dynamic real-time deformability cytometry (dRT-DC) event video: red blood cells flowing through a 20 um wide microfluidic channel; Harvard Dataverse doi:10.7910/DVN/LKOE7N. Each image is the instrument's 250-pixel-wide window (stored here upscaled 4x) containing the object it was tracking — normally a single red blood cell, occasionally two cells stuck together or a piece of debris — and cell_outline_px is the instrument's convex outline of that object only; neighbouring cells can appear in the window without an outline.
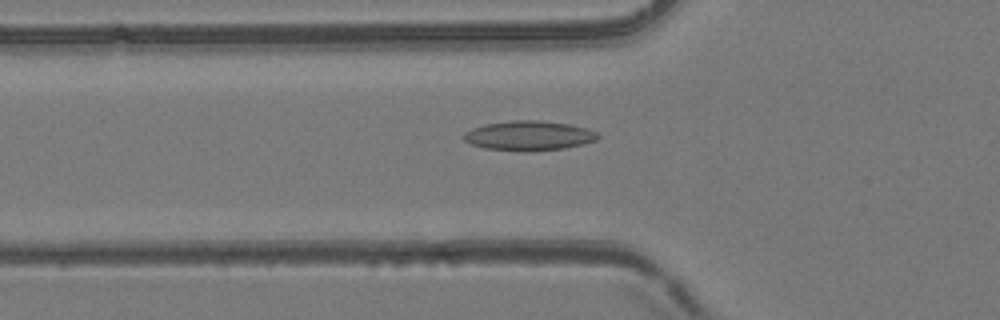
{"species": "common noctule bat (a hibernating species)", "species_latin": "Nyctalus noctula", "temperature_condition": "room temperature", "stored_images_in_passage": 54, "camera_frame_rate_fps": 3000, "um_per_image_px": 0.085, "animal": {"sex": "female", "body_mass_g": 24.6, "forearm_length_mm": 56.2}, "frame": {"image": 1, "passage_image": 19, "time_ms": 6.0, "image_size_px": [1000, 320], "cell_outline_px": [[600, 136], [596, 140], [584, 144], [564, 148], [484, 148], [472, 144], [464, 140], [460, 136], [464, 132], [472, 128], [484, 124], [512, 120], [536, 120], [568, 124], [584, 128], [596, 132]], "centroid_in_image_um": [44.92, 11.48], "position_along_channel_um": 80.9, "area_um2": 22.08}}
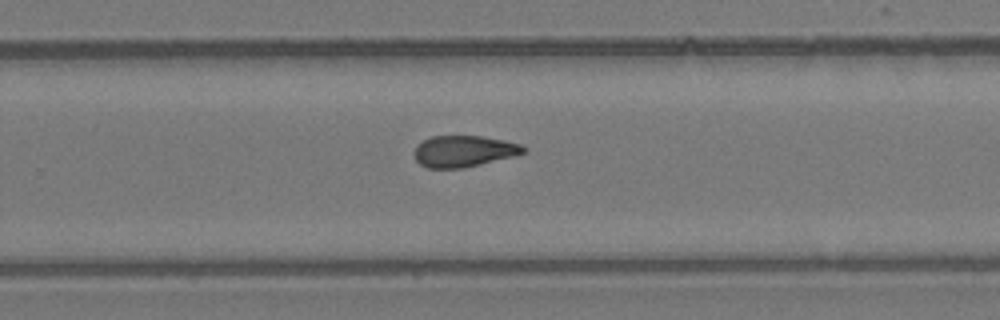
{"frame": {"image": 2, "passage_image": 35, "time_ms": 11.333, "image_size_px": [1000, 320], "cell_outline_px": [[528, 148], [524, 152], [512, 156], [464, 168], [428, 168], [420, 164], [416, 160], [416, 144], [432, 136], [480, 136], [504, 140], [520, 144]], "centroid_in_image_um": [39.42, 12.85], "position_along_channel_um": 290.4, "area_um2": 19.71}}
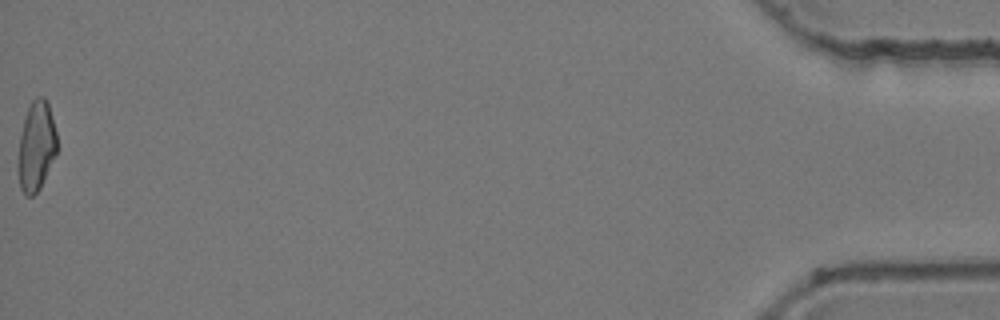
{"frame": {"image": 3, "passage_image": 54, "time_ms": 17.667, "image_size_px": [1000, 320], "cell_outline_px": [[56, 152], [40, 188], [32, 196], [28, 196], [20, 188], [16, 168], [20, 136], [24, 120], [28, 108], [32, 100], [36, 96], [44, 96], [48, 104], [56, 132]], "centroid_in_image_um": [3.05, 12.43], "position_along_channel_um": 432.2, "area_um2": 20.17}, "authors_computed_cell_mechanics": {"area_um2": 20.8658, "velocity_mm_per_s": 3.9191, "shape_relaxation_time_tau1_ms": null, "shape_relaxation_time_tau2_ms": 4.0849, "deformation_change_tau1": null, "deformation_change_tau2": 0.0951}}